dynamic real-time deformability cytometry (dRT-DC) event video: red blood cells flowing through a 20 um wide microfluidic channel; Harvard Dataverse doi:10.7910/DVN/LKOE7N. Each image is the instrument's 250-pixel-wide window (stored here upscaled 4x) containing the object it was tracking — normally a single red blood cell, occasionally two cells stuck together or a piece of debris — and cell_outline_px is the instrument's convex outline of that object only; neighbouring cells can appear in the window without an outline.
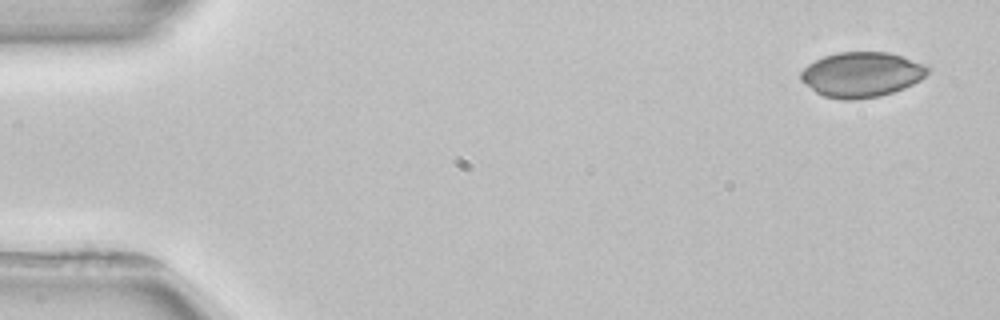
{"species": "common noctule bat (a hibernating species)", "species_latin": "Nyctalus noctula", "temperature_condition": "room temperature", "stored_images_in_passage": 3, "camera_frame_rate_fps": 3000, "um_per_image_px": 0.085, "animal": {"sex": "female", "body_mass_g": 22.7, "forearm_length_mm": 54.2}, "frame": {"image": 1, "passage_image": 1, "time_ms": 0.0, "image_size_px": [1000, 320], "cell_outline_px": [[932, 68], [920, 80], [904, 88], [880, 96], [852, 100], [840, 100], [824, 96], [816, 92], [804, 84], [800, 80], [800, 72], [808, 64], [824, 56], [836, 52], [888, 52], [928, 64]], "centroid_in_image_um": [73.24, 6.33], "position_along_channel_um": 11.8, "area_um2": 33.58}}